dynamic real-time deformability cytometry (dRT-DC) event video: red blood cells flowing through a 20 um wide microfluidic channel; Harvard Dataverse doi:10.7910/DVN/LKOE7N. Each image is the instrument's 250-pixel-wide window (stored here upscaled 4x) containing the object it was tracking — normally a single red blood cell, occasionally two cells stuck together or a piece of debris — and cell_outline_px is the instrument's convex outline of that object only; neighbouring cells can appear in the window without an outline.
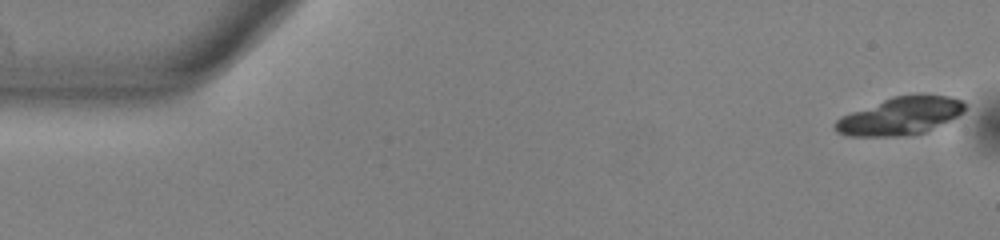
{"species": "common noctule bat (a hibernating species)", "species_latin": "Nyctalus noctula", "temperature_condition": "warm", "stored_images_in_passage": 19, "camera_frame_rate_fps": 3000, "um_per_image_px": 0.085, "animal": {"sex": "male", "body_mass_g": 13.0, "forearm_length_mm": 53.1}, "frame": {"image": 1, "passage_image": 1, "time_ms": 0.0, "image_size_px": [1000, 240], "cell_outline_px": [[968, 104], [964, 112], [924, 132], [904, 136], [844, 136], [836, 132], [832, 128], [832, 124], [840, 116], [892, 96], [916, 92], [920, 92], [952, 96], [964, 100]], "centroid_in_image_um": [76.53, 9.81], "position_along_channel_um": 8.5, "area_um2": 29.3}}
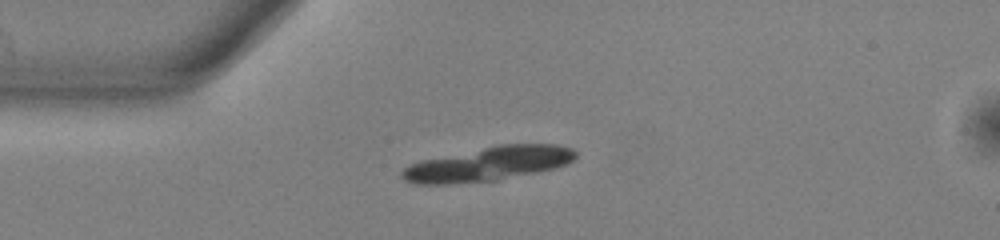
{"frame": {"image": 2, "passage_image": 13, "time_ms": 4.0, "image_size_px": [1000, 240], "cell_outline_px": [[576, 156], [568, 164], [556, 168], [496, 180], [448, 184], [412, 184], [404, 180], [400, 176], [400, 172], [408, 164], [420, 160], [500, 144], [556, 144], [572, 148], [576, 152]], "centroid_in_image_um": [41.47, 13.93], "position_along_channel_um": 43.5, "area_um2": 34.62}}